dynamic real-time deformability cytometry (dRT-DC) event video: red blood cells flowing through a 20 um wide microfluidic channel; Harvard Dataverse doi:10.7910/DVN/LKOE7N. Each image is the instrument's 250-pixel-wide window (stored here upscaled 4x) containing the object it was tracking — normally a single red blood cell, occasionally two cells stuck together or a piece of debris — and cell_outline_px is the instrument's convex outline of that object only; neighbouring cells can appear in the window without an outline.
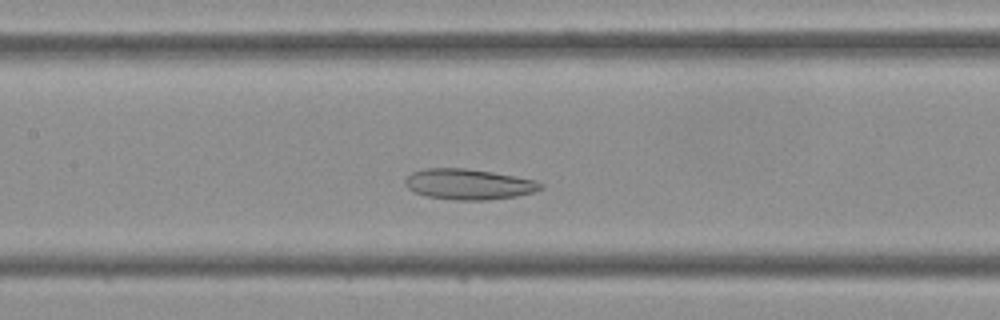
{"species": "Egyptian fruit bat (a non-hibernating species)", "species_latin": "Rousettus aegyptiacus", "temperature_condition": "cold", "stored_images_in_passage": 40, "camera_frame_rate_fps": 3000, "um_per_image_px": 0.085, "frame": {"image": 1, "passage_image": 16, "time_ms": 5.0, "image_size_px": [1000, 320], "cell_outline_px": [[544, 188], [532, 192], [516, 196], [484, 200], [456, 200], [428, 196], [416, 192], [408, 188], [404, 184], [404, 180], [412, 172], [424, 168], [464, 168], [492, 172], [516, 176], [536, 180], [544, 184]], "centroid_in_image_um": [39.85, 15.65], "position_along_channel_um": 167.5, "area_um2": 24.1}}
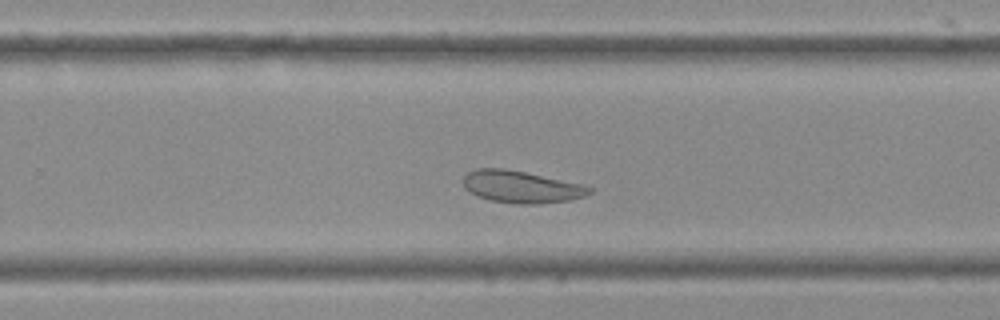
{"frame": {"image": 2, "passage_image": 24, "time_ms": 7.667, "image_size_px": [1000, 320], "cell_outline_px": [[592, 192], [584, 196], [568, 200], [536, 204], [516, 204], [488, 200], [476, 196], [464, 188], [464, 176], [468, 172], [476, 168], [504, 168], [584, 184], [592, 188]], "centroid_in_image_um": [44.29, 15.88], "position_along_channel_um": 285.5, "area_um2": 23.64}}
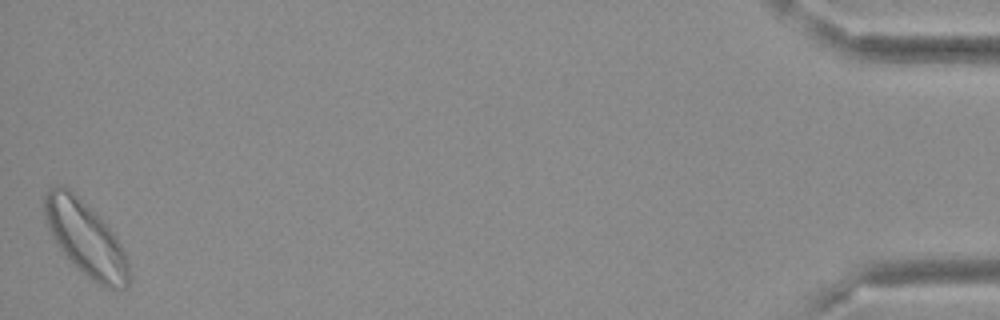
{"frame": {"image": 3, "passage_image": 40, "time_ms": 13.0, "image_size_px": [1000, 320], "cell_outline_px": [[132, 276], [128, 288], [108, 288], [92, 280], [60, 248], [52, 236], [48, 228], [44, 216], [44, 192], [48, 188], [56, 184], [64, 184], [100, 216], [104, 220], [116, 236], [128, 260]], "centroid_in_image_um": [7.3, 20.23], "position_along_channel_um": 427.9, "area_um2": 36.53}}